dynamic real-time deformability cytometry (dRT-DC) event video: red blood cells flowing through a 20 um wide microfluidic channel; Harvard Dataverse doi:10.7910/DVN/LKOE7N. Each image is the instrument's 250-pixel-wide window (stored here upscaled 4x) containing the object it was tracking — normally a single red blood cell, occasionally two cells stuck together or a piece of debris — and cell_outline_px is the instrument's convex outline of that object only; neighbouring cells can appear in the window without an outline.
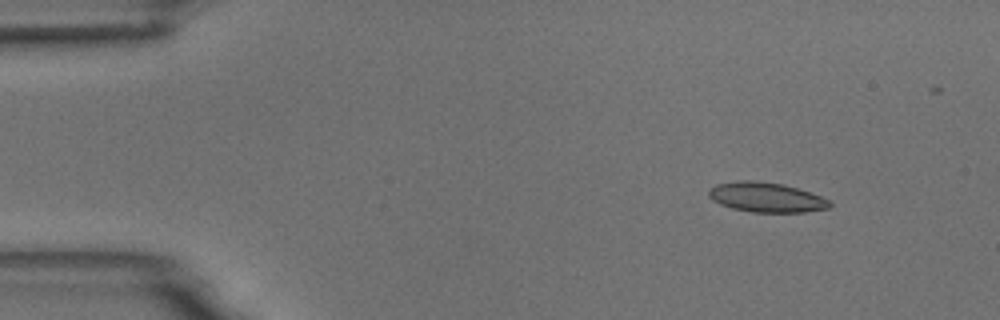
{"species": "common noctule bat (a hibernating species)", "species_latin": "Nyctalus noctula", "temperature_condition": "room temperature", "stored_images_in_passage": 7, "camera_frame_rate_fps": 3000, "um_per_image_px": 0.085, "animal": {"sex": "male", "body_mass_g": 18.8}, "frame": {"image": 1, "passage_image": 2, "time_ms": 1.0, "image_size_px": [1000, 320], "cell_outline_px": [[832, 204], [828, 208], [804, 212], [752, 212], [732, 208], [720, 204], [712, 200], [708, 196], [708, 188], [716, 184], [736, 180], [752, 180], [784, 184], [820, 196], [828, 200]], "centroid_in_image_um": [65.07, 16.76], "position_along_channel_um": 19.9, "area_um2": 20.98}}
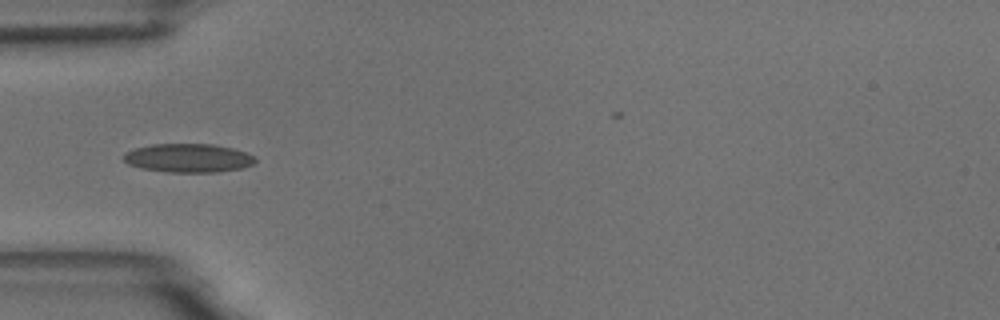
{"frame": {"image": 2, "passage_image": 5, "time_ms": 4.667, "image_size_px": [1000, 320], "cell_outline_px": [[256, 160], [252, 164], [244, 168], [216, 172], [168, 172], [140, 168], [128, 164], [124, 160], [124, 152], [136, 148], [152, 144], [212, 144], [232, 148], [256, 156]], "centroid_in_image_um": [16.01, 13.43], "position_along_channel_um": 69.0, "area_um2": 22.02}}